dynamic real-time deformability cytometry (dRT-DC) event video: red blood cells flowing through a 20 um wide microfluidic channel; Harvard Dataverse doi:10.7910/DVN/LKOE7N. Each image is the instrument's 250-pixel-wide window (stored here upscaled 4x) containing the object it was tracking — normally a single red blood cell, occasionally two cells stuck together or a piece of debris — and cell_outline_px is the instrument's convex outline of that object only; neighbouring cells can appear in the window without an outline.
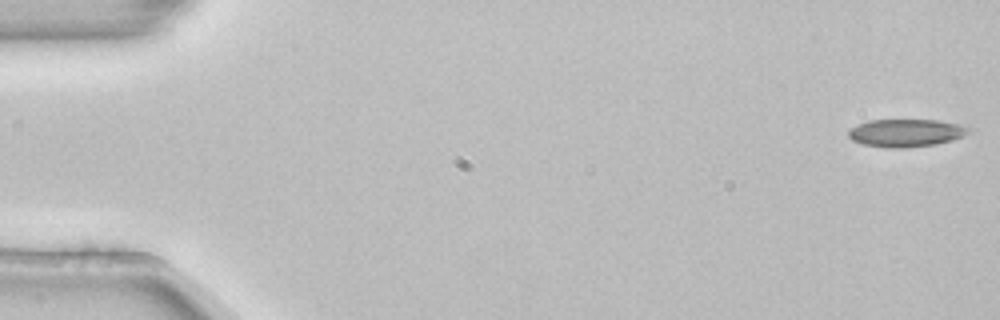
{"species": "common noctule bat (a hibernating species)", "species_latin": "Nyctalus noctula", "temperature_condition": "room temperature", "stored_images_in_passage": 5, "camera_frame_rate_fps": 3000, "um_per_image_px": 0.085, "animal": {"sex": "female", "body_mass_g": 22.7, "forearm_length_mm": 54.2}, "frame": {"image": 1, "passage_image": 1, "time_ms": 0.0, "image_size_px": [1000, 320], "cell_outline_px": [[972, 128], [964, 136], [952, 140], [936, 144], [908, 148], [888, 148], [864, 144], [852, 140], [848, 136], [848, 132], [852, 128], [868, 120], [940, 120], [960, 124]], "centroid_in_image_um": [77.05, 11.3], "position_along_channel_um": 8.0, "area_um2": 19.48}}
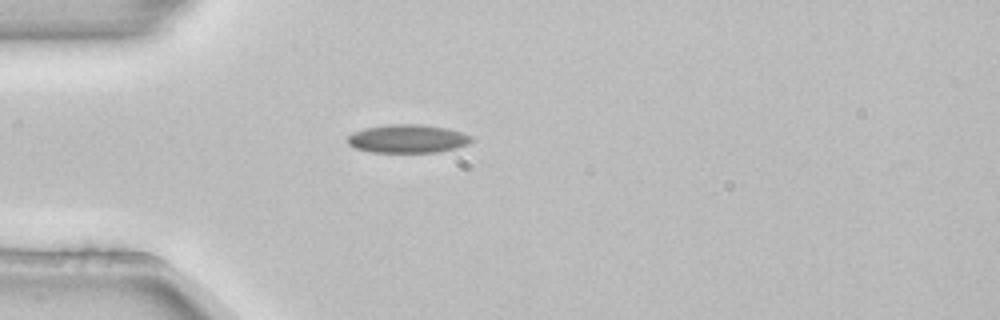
{"frame": {"image": 2, "passage_image": 5, "time_ms": 1.333, "image_size_px": [1000, 320], "cell_outline_px": [[472, 140], [468, 144], [456, 148], [436, 152], [372, 152], [356, 148], [348, 144], [348, 136], [352, 132], [364, 128], [388, 124], [420, 124], [448, 128], [472, 136]], "centroid_in_image_um": [34.64, 11.78], "position_along_channel_um": 50.4, "area_um2": 20.46}}